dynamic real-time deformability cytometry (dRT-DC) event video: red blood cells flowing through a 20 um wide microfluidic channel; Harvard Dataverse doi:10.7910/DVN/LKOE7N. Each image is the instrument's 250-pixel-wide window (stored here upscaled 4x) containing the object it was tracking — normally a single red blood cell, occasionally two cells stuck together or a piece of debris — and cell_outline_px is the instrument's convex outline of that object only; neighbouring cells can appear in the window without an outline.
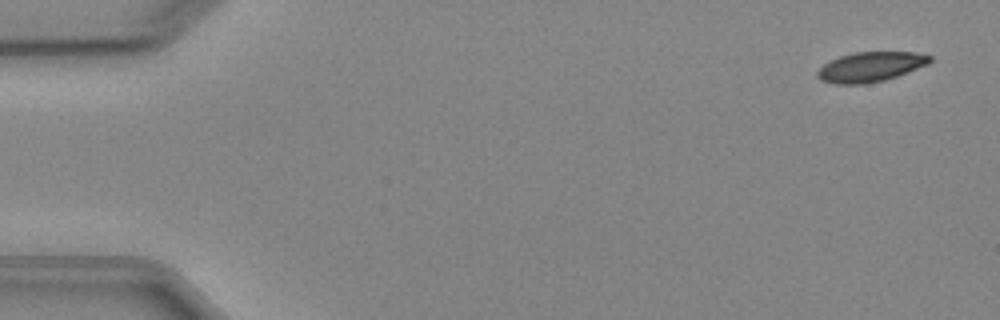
{"species": "Egyptian fruit bat (a non-hibernating species)", "species_latin": "Rousettus aegyptiacus", "temperature_condition": "cold", "stored_images_in_passage": 5, "camera_frame_rate_fps": 3000, "um_per_image_px": 0.085, "animal": {"sex": "female"}, "frame": {"image": 1, "passage_image": 5, "time_ms": 5.667, "image_size_px": [1000, 320], "cell_outline_px": [[932, 60], [928, 64], [908, 72], [884, 80], [860, 84], [836, 84], [820, 80], [816, 76], [816, 72], [824, 64], [840, 56], [856, 52], [916, 52], [932, 56]], "centroid_in_image_um": [73.99, 5.68], "position_along_channel_um": 11.0, "area_um2": 19.42}}